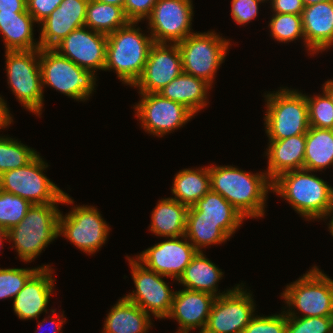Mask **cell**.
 Wrapping results in <instances>:
<instances>
[{"label":"cell","mask_w":333,"mask_h":333,"mask_svg":"<svg viewBox=\"0 0 333 333\" xmlns=\"http://www.w3.org/2000/svg\"><path fill=\"white\" fill-rule=\"evenodd\" d=\"M215 298L209 293L185 288L175 291L171 311L167 317L177 320L179 328L175 333H189L196 328L203 331Z\"/></svg>","instance_id":"cell-21"},{"label":"cell","mask_w":333,"mask_h":333,"mask_svg":"<svg viewBox=\"0 0 333 333\" xmlns=\"http://www.w3.org/2000/svg\"><path fill=\"white\" fill-rule=\"evenodd\" d=\"M158 0H125L124 14L129 21L146 20Z\"/></svg>","instance_id":"cell-42"},{"label":"cell","mask_w":333,"mask_h":333,"mask_svg":"<svg viewBox=\"0 0 333 333\" xmlns=\"http://www.w3.org/2000/svg\"><path fill=\"white\" fill-rule=\"evenodd\" d=\"M151 322L148 313L122 297L107 314L102 333H146Z\"/></svg>","instance_id":"cell-28"},{"label":"cell","mask_w":333,"mask_h":333,"mask_svg":"<svg viewBox=\"0 0 333 333\" xmlns=\"http://www.w3.org/2000/svg\"><path fill=\"white\" fill-rule=\"evenodd\" d=\"M49 267L40 266L14 298L13 310L19 319H38L41 313L48 312L47 305L56 281L52 277V267Z\"/></svg>","instance_id":"cell-20"},{"label":"cell","mask_w":333,"mask_h":333,"mask_svg":"<svg viewBox=\"0 0 333 333\" xmlns=\"http://www.w3.org/2000/svg\"><path fill=\"white\" fill-rule=\"evenodd\" d=\"M333 215V206H332V208L329 210V212L326 214V219L328 218L327 216H332ZM328 228H329V230H330V233H331V235L333 236V216L331 217V220H330V222H329V224H328Z\"/></svg>","instance_id":"cell-50"},{"label":"cell","mask_w":333,"mask_h":333,"mask_svg":"<svg viewBox=\"0 0 333 333\" xmlns=\"http://www.w3.org/2000/svg\"><path fill=\"white\" fill-rule=\"evenodd\" d=\"M140 95L142 99L134 106L135 115L145 132L157 137L174 132L195 116L183 104L164 98L159 93H140Z\"/></svg>","instance_id":"cell-14"},{"label":"cell","mask_w":333,"mask_h":333,"mask_svg":"<svg viewBox=\"0 0 333 333\" xmlns=\"http://www.w3.org/2000/svg\"><path fill=\"white\" fill-rule=\"evenodd\" d=\"M107 35L83 26L70 32L53 49L83 69L96 74L106 63Z\"/></svg>","instance_id":"cell-18"},{"label":"cell","mask_w":333,"mask_h":333,"mask_svg":"<svg viewBox=\"0 0 333 333\" xmlns=\"http://www.w3.org/2000/svg\"><path fill=\"white\" fill-rule=\"evenodd\" d=\"M11 115L7 103L0 95V130L7 128L13 122Z\"/></svg>","instance_id":"cell-47"},{"label":"cell","mask_w":333,"mask_h":333,"mask_svg":"<svg viewBox=\"0 0 333 333\" xmlns=\"http://www.w3.org/2000/svg\"><path fill=\"white\" fill-rule=\"evenodd\" d=\"M57 204H32L18 225L7 231L19 258L32 262L49 243L57 239L60 210Z\"/></svg>","instance_id":"cell-4"},{"label":"cell","mask_w":333,"mask_h":333,"mask_svg":"<svg viewBox=\"0 0 333 333\" xmlns=\"http://www.w3.org/2000/svg\"><path fill=\"white\" fill-rule=\"evenodd\" d=\"M127 258L136 290L124 297L150 316L153 314L157 319H166L170 314L175 292L163 280L162 277L165 276L149 270L134 257Z\"/></svg>","instance_id":"cell-12"},{"label":"cell","mask_w":333,"mask_h":333,"mask_svg":"<svg viewBox=\"0 0 333 333\" xmlns=\"http://www.w3.org/2000/svg\"><path fill=\"white\" fill-rule=\"evenodd\" d=\"M268 144V167L265 172L271 180L284 172L303 169L306 134L283 140H269Z\"/></svg>","instance_id":"cell-24"},{"label":"cell","mask_w":333,"mask_h":333,"mask_svg":"<svg viewBox=\"0 0 333 333\" xmlns=\"http://www.w3.org/2000/svg\"><path fill=\"white\" fill-rule=\"evenodd\" d=\"M281 297L289 307L286 316L333 317V280L317 266L287 285ZM294 308L303 315H296Z\"/></svg>","instance_id":"cell-6"},{"label":"cell","mask_w":333,"mask_h":333,"mask_svg":"<svg viewBox=\"0 0 333 333\" xmlns=\"http://www.w3.org/2000/svg\"><path fill=\"white\" fill-rule=\"evenodd\" d=\"M212 87L205 80L182 72L158 93L164 98L183 104L197 114L203 107L208 106L207 94Z\"/></svg>","instance_id":"cell-25"},{"label":"cell","mask_w":333,"mask_h":333,"mask_svg":"<svg viewBox=\"0 0 333 333\" xmlns=\"http://www.w3.org/2000/svg\"><path fill=\"white\" fill-rule=\"evenodd\" d=\"M128 22L122 7L97 0L88 1L85 26L91 30L108 35Z\"/></svg>","instance_id":"cell-32"},{"label":"cell","mask_w":333,"mask_h":333,"mask_svg":"<svg viewBox=\"0 0 333 333\" xmlns=\"http://www.w3.org/2000/svg\"><path fill=\"white\" fill-rule=\"evenodd\" d=\"M210 190L209 166L198 169L187 168L176 173L171 188L174 197L171 198L190 207Z\"/></svg>","instance_id":"cell-30"},{"label":"cell","mask_w":333,"mask_h":333,"mask_svg":"<svg viewBox=\"0 0 333 333\" xmlns=\"http://www.w3.org/2000/svg\"><path fill=\"white\" fill-rule=\"evenodd\" d=\"M26 0H0V13L25 12Z\"/></svg>","instance_id":"cell-45"},{"label":"cell","mask_w":333,"mask_h":333,"mask_svg":"<svg viewBox=\"0 0 333 333\" xmlns=\"http://www.w3.org/2000/svg\"><path fill=\"white\" fill-rule=\"evenodd\" d=\"M185 236L198 252H202L201 249L206 246L224 243L230 238L218 222L199 218H187Z\"/></svg>","instance_id":"cell-33"},{"label":"cell","mask_w":333,"mask_h":333,"mask_svg":"<svg viewBox=\"0 0 333 333\" xmlns=\"http://www.w3.org/2000/svg\"><path fill=\"white\" fill-rule=\"evenodd\" d=\"M47 163L37 154L27 165L0 175V189L28 200L31 204H73L70 195L43 173Z\"/></svg>","instance_id":"cell-7"},{"label":"cell","mask_w":333,"mask_h":333,"mask_svg":"<svg viewBox=\"0 0 333 333\" xmlns=\"http://www.w3.org/2000/svg\"><path fill=\"white\" fill-rule=\"evenodd\" d=\"M333 166V130L310 127L306 133L303 169L317 172Z\"/></svg>","instance_id":"cell-31"},{"label":"cell","mask_w":333,"mask_h":333,"mask_svg":"<svg viewBox=\"0 0 333 333\" xmlns=\"http://www.w3.org/2000/svg\"><path fill=\"white\" fill-rule=\"evenodd\" d=\"M286 333H333V317L286 316Z\"/></svg>","instance_id":"cell-39"},{"label":"cell","mask_w":333,"mask_h":333,"mask_svg":"<svg viewBox=\"0 0 333 333\" xmlns=\"http://www.w3.org/2000/svg\"><path fill=\"white\" fill-rule=\"evenodd\" d=\"M35 268H0V300L15 298L28 279L39 269Z\"/></svg>","instance_id":"cell-38"},{"label":"cell","mask_w":333,"mask_h":333,"mask_svg":"<svg viewBox=\"0 0 333 333\" xmlns=\"http://www.w3.org/2000/svg\"><path fill=\"white\" fill-rule=\"evenodd\" d=\"M8 239V233L0 226V248L3 246V240Z\"/></svg>","instance_id":"cell-51"},{"label":"cell","mask_w":333,"mask_h":333,"mask_svg":"<svg viewBox=\"0 0 333 333\" xmlns=\"http://www.w3.org/2000/svg\"><path fill=\"white\" fill-rule=\"evenodd\" d=\"M188 209V206L171 197L159 200L151 213L150 231L166 238L184 236Z\"/></svg>","instance_id":"cell-29"},{"label":"cell","mask_w":333,"mask_h":333,"mask_svg":"<svg viewBox=\"0 0 333 333\" xmlns=\"http://www.w3.org/2000/svg\"><path fill=\"white\" fill-rule=\"evenodd\" d=\"M36 21L27 12L0 13V33L6 51L40 49L34 41L33 26Z\"/></svg>","instance_id":"cell-27"},{"label":"cell","mask_w":333,"mask_h":333,"mask_svg":"<svg viewBox=\"0 0 333 333\" xmlns=\"http://www.w3.org/2000/svg\"><path fill=\"white\" fill-rule=\"evenodd\" d=\"M268 26L272 39L288 43L301 38L305 43L301 15L274 13Z\"/></svg>","instance_id":"cell-35"},{"label":"cell","mask_w":333,"mask_h":333,"mask_svg":"<svg viewBox=\"0 0 333 333\" xmlns=\"http://www.w3.org/2000/svg\"><path fill=\"white\" fill-rule=\"evenodd\" d=\"M89 0H63L41 23L40 48H54L70 32L85 26Z\"/></svg>","instance_id":"cell-19"},{"label":"cell","mask_w":333,"mask_h":333,"mask_svg":"<svg viewBox=\"0 0 333 333\" xmlns=\"http://www.w3.org/2000/svg\"><path fill=\"white\" fill-rule=\"evenodd\" d=\"M264 95L267 102L264 125L269 140H283L307 133L310 125L306 94L281 87L275 93Z\"/></svg>","instance_id":"cell-5"},{"label":"cell","mask_w":333,"mask_h":333,"mask_svg":"<svg viewBox=\"0 0 333 333\" xmlns=\"http://www.w3.org/2000/svg\"><path fill=\"white\" fill-rule=\"evenodd\" d=\"M192 0H158L147 17L154 43L177 44L190 34L193 15Z\"/></svg>","instance_id":"cell-15"},{"label":"cell","mask_w":333,"mask_h":333,"mask_svg":"<svg viewBox=\"0 0 333 333\" xmlns=\"http://www.w3.org/2000/svg\"><path fill=\"white\" fill-rule=\"evenodd\" d=\"M301 16L304 45L310 55L333 46V0L305 6Z\"/></svg>","instance_id":"cell-22"},{"label":"cell","mask_w":333,"mask_h":333,"mask_svg":"<svg viewBox=\"0 0 333 333\" xmlns=\"http://www.w3.org/2000/svg\"><path fill=\"white\" fill-rule=\"evenodd\" d=\"M31 206L28 200L0 189V226L8 231L18 225Z\"/></svg>","instance_id":"cell-36"},{"label":"cell","mask_w":333,"mask_h":333,"mask_svg":"<svg viewBox=\"0 0 333 333\" xmlns=\"http://www.w3.org/2000/svg\"><path fill=\"white\" fill-rule=\"evenodd\" d=\"M260 0H232L231 16L233 20L239 24L250 23L251 20L257 17Z\"/></svg>","instance_id":"cell-41"},{"label":"cell","mask_w":333,"mask_h":333,"mask_svg":"<svg viewBox=\"0 0 333 333\" xmlns=\"http://www.w3.org/2000/svg\"><path fill=\"white\" fill-rule=\"evenodd\" d=\"M322 94L313 97L306 95L309 125L310 127L333 130V102L324 90Z\"/></svg>","instance_id":"cell-37"},{"label":"cell","mask_w":333,"mask_h":333,"mask_svg":"<svg viewBox=\"0 0 333 333\" xmlns=\"http://www.w3.org/2000/svg\"><path fill=\"white\" fill-rule=\"evenodd\" d=\"M222 269L209 260L203 252H197L191 262L186 266L184 273L177 280L185 289L209 293L215 297L225 295L227 292H218L217 283L222 279Z\"/></svg>","instance_id":"cell-26"},{"label":"cell","mask_w":333,"mask_h":333,"mask_svg":"<svg viewBox=\"0 0 333 333\" xmlns=\"http://www.w3.org/2000/svg\"><path fill=\"white\" fill-rule=\"evenodd\" d=\"M51 312H52V314H54V318L53 317H50V316H48V317H46V318H48V319H46V318H44L43 320H42V323H39L38 322V330L40 331V328H42V325H44L43 323H45L46 321L45 320H47V321H49L50 322V324H54L55 325V327H52V331H51V333H62L63 331H61V328H62V326H63V323L66 321V318L63 316L64 314L62 313V315L61 316H57L56 314V309H51ZM64 317V318H63ZM49 318H50V320H49ZM55 319H57L56 321H55ZM35 333H39V332H35Z\"/></svg>","instance_id":"cell-46"},{"label":"cell","mask_w":333,"mask_h":333,"mask_svg":"<svg viewBox=\"0 0 333 333\" xmlns=\"http://www.w3.org/2000/svg\"><path fill=\"white\" fill-rule=\"evenodd\" d=\"M325 1H328V0H303V3L305 6H308V5L321 3V2H325Z\"/></svg>","instance_id":"cell-52"},{"label":"cell","mask_w":333,"mask_h":333,"mask_svg":"<svg viewBox=\"0 0 333 333\" xmlns=\"http://www.w3.org/2000/svg\"><path fill=\"white\" fill-rule=\"evenodd\" d=\"M252 298V293L247 292V289L244 290L242 283L237 284L229 293L216 297L203 331L243 333L255 315L256 304Z\"/></svg>","instance_id":"cell-13"},{"label":"cell","mask_w":333,"mask_h":333,"mask_svg":"<svg viewBox=\"0 0 333 333\" xmlns=\"http://www.w3.org/2000/svg\"><path fill=\"white\" fill-rule=\"evenodd\" d=\"M243 333H286V314L254 315Z\"/></svg>","instance_id":"cell-40"},{"label":"cell","mask_w":333,"mask_h":333,"mask_svg":"<svg viewBox=\"0 0 333 333\" xmlns=\"http://www.w3.org/2000/svg\"><path fill=\"white\" fill-rule=\"evenodd\" d=\"M197 252L184 235L156 243L135 258L149 270L177 281Z\"/></svg>","instance_id":"cell-16"},{"label":"cell","mask_w":333,"mask_h":333,"mask_svg":"<svg viewBox=\"0 0 333 333\" xmlns=\"http://www.w3.org/2000/svg\"><path fill=\"white\" fill-rule=\"evenodd\" d=\"M63 0H26L27 12L40 24Z\"/></svg>","instance_id":"cell-43"},{"label":"cell","mask_w":333,"mask_h":333,"mask_svg":"<svg viewBox=\"0 0 333 333\" xmlns=\"http://www.w3.org/2000/svg\"><path fill=\"white\" fill-rule=\"evenodd\" d=\"M37 151L11 137L0 136V175L27 165Z\"/></svg>","instance_id":"cell-34"},{"label":"cell","mask_w":333,"mask_h":333,"mask_svg":"<svg viewBox=\"0 0 333 333\" xmlns=\"http://www.w3.org/2000/svg\"><path fill=\"white\" fill-rule=\"evenodd\" d=\"M322 89L331 97V100L333 102V80L325 81L323 84Z\"/></svg>","instance_id":"cell-48"},{"label":"cell","mask_w":333,"mask_h":333,"mask_svg":"<svg viewBox=\"0 0 333 333\" xmlns=\"http://www.w3.org/2000/svg\"><path fill=\"white\" fill-rule=\"evenodd\" d=\"M187 218L216 221L230 237L245 219L225 198L211 190L189 207Z\"/></svg>","instance_id":"cell-23"},{"label":"cell","mask_w":333,"mask_h":333,"mask_svg":"<svg viewBox=\"0 0 333 333\" xmlns=\"http://www.w3.org/2000/svg\"><path fill=\"white\" fill-rule=\"evenodd\" d=\"M42 88L51 86L56 91L80 101L88 100L95 90L96 75L60 55L53 48L39 49Z\"/></svg>","instance_id":"cell-8"},{"label":"cell","mask_w":333,"mask_h":333,"mask_svg":"<svg viewBox=\"0 0 333 333\" xmlns=\"http://www.w3.org/2000/svg\"><path fill=\"white\" fill-rule=\"evenodd\" d=\"M211 191L225 198L244 218L264 216L272 191L267 173H249L233 166H209Z\"/></svg>","instance_id":"cell-1"},{"label":"cell","mask_w":333,"mask_h":333,"mask_svg":"<svg viewBox=\"0 0 333 333\" xmlns=\"http://www.w3.org/2000/svg\"><path fill=\"white\" fill-rule=\"evenodd\" d=\"M97 1L101 3L116 5L122 8L124 7L125 4V0H97Z\"/></svg>","instance_id":"cell-49"},{"label":"cell","mask_w":333,"mask_h":333,"mask_svg":"<svg viewBox=\"0 0 333 333\" xmlns=\"http://www.w3.org/2000/svg\"><path fill=\"white\" fill-rule=\"evenodd\" d=\"M8 85L16 99L29 112L40 116L43 108V88L39 49L6 51Z\"/></svg>","instance_id":"cell-9"},{"label":"cell","mask_w":333,"mask_h":333,"mask_svg":"<svg viewBox=\"0 0 333 333\" xmlns=\"http://www.w3.org/2000/svg\"><path fill=\"white\" fill-rule=\"evenodd\" d=\"M177 45L182 57L183 72L205 80L212 86L215 73L225 61L232 44L215 31H208L192 33Z\"/></svg>","instance_id":"cell-10"},{"label":"cell","mask_w":333,"mask_h":333,"mask_svg":"<svg viewBox=\"0 0 333 333\" xmlns=\"http://www.w3.org/2000/svg\"><path fill=\"white\" fill-rule=\"evenodd\" d=\"M66 215L60 211L58 235L64 236L74 246L87 254H94L107 241L110 227L96 207L79 205Z\"/></svg>","instance_id":"cell-11"},{"label":"cell","mask_w":333,"mask_h":333,"mask_svg":"<svg viewBox=\"0 0 333 333\" xmlns=\"http://www.w3.org/2000/svg\"><path fill=\"white\" fill-rule=\"evenodd\" d=\"M182 70V57L177 44L154 43L140 78L132 87L139 93H158Z\"/></svg>","instance_id":"cell-17"},{"label":"cell","mask_w":333,"mask_h":333,"mask_svg":"<svg viewBox=\"0 0 333 333\" xmlns=\"http://www.w3.org/2000/svg\"><path fill=\"white\" fill-rule=\"evenodd\" d=\"M272 192L288 201L308 221L325 219L333 206V187L305 169L278 175L272 180Z\"/></svg>","instance_id":"cell-2"},{"label":"cell","mask_w":333,"mask_h":333,"mask_svg":"<svg viewBox=\"0 0 333 333\" xmlns=\"http://www.w3.org/2000/svg\"><path fill=\"white\" fill-rule=\"evenodd\" d=\"M138 22L129 21L125 26L107 35L104 71L114 70L118 79L133 86L140 78L151 46V35L146 36L136 28Z\"/></svg>","instance_id":"cell-3"},{"label":"cell","mask_w":333,"mask_h":333,"mask_svg":"<svg viewBox=\"0 0 333 333\" xmlns=\"http://www.w3.org/2000/svg\"><path fill=\"white\" fill-rule=\"evenodd\" d=\"M272 11L278 14L302 15L305 8L303 0H270Z\"/></svg>","instance_id":"cell-44"}]
</instances>
